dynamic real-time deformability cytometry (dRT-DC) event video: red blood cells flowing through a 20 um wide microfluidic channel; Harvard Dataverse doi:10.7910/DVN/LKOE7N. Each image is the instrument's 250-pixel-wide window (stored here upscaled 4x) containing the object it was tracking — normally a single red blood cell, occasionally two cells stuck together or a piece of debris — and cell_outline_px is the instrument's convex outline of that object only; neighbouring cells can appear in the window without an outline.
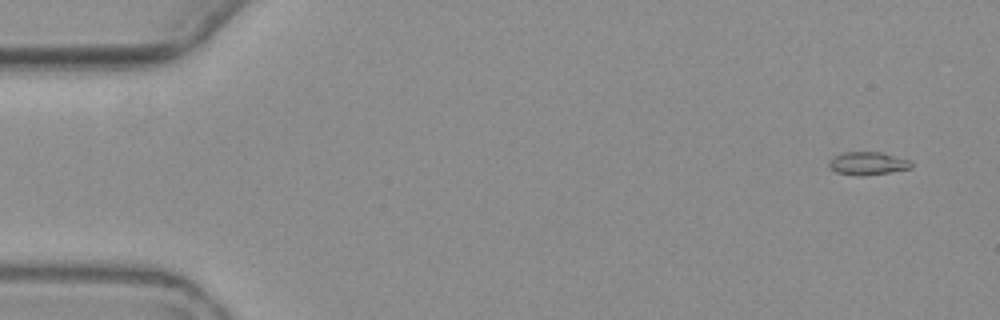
{"species": "common noctule bat (a hibernating species)", "species_latin": "Nyctalus noctula", "temperature_condition": "warm", "stored_images_in_passage": 6, "camera_frame_rate_fps": 3000, "um_per_image_px": 0.085, "animal": {"sex": "female", "body_mass_g": 19.3, "forearm_length_mm": 54.1}, "frame": {"image": 1, "passage_image": 1, "time_ms": 0.0, "image_size_px": [1000, 320], "cell_outline_px": [[912, 168], [864, 176], [856, 176], [836, 172], [828, 164], [832, 156], [840, 152], [880, 152], [908, 160], [912, 164]], "centroid_in_image_um": [73.7, 13.89], "position_along_channel_um": 11.3, "area_um2": 10.98}}
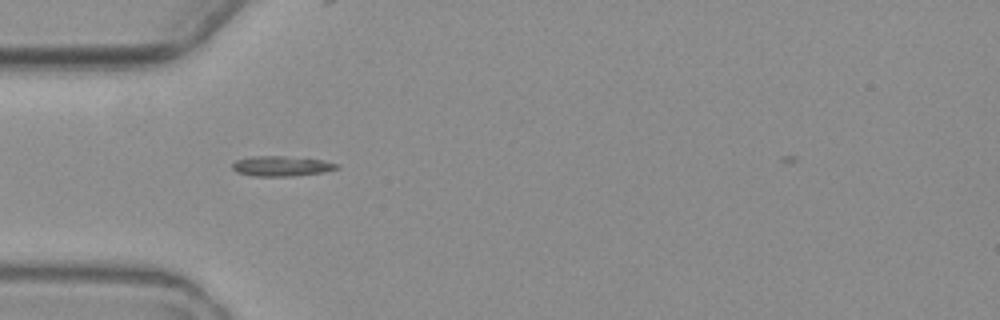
{"frame": {"image": 2, "passage_image": 5, "time_ms": 5.0, "image_size_px": [1000, 320], "cell_outline_px": [[340, 168], [324, 172], [292, 176], [252, 176], [236, 172], [232, 168], [232, 164], [236, 160], [252, 156], [284, 156], [320, 160], [340, 164]], "centroid_in_image_um": [23.91, 14.12], "position_along_channel_um": 61.1, "area_um2": 12.25}}
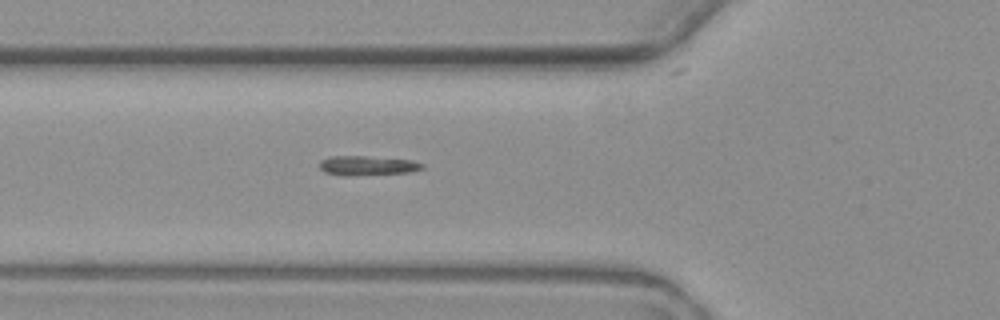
{"frame": {"image": 3, "passage_image": 6, "time_ms": 6.0, "image_size_px": [1000, 320], "cell_outline_px": [[424, 168], [412, 172], [348, 176], [344, 176], [324, 172], [320, 168], [320, 160], [332, 156], [364, 156], [412, 160], [424, 164]], "centroid_in_image_um": [31.23, 14.08], "position_along_channel_um": 94.6, "area_um2": 11.73}}